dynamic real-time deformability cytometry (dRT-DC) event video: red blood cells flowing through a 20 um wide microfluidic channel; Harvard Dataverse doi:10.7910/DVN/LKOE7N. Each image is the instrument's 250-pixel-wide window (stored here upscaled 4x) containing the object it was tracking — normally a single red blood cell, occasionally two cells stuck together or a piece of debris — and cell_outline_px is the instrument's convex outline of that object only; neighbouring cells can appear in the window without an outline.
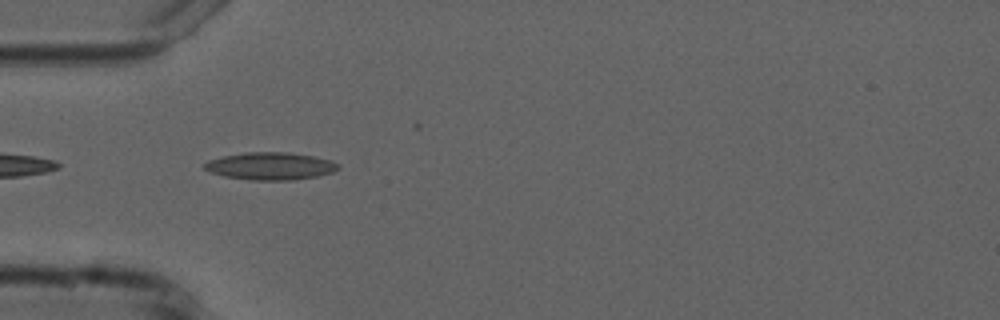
{"species": "common noctule bat (a hibernating species)", "species_latin": "Nyctalus noctula", "temperature_condition": "cold", "stored_images_in_passage": 35, "camera_frame_rate_fps": 3000, "um_per_image_px": 0.085, "animal": {"sex": "male", "forearm_length_mm": 52.5}, "frame": {"image": 1, "passage_image": 2, "time_ms": 0.333, "image_size_px": [1000, 320], "cell_outline_px": [[340, 168], [332, 172], [316, 176], [292, 180], [252, 180], [224, 176], [212, 172], [204, 168], [204, 164], [208, 160], [224, 156], [248, 152], [288, 152], [312, 156], [332, 160], [340, 164]], "centroid_in_image_um": [23.02, 14.11], "position_along_channel_um": 62.0, "area_um2": 21.27}}
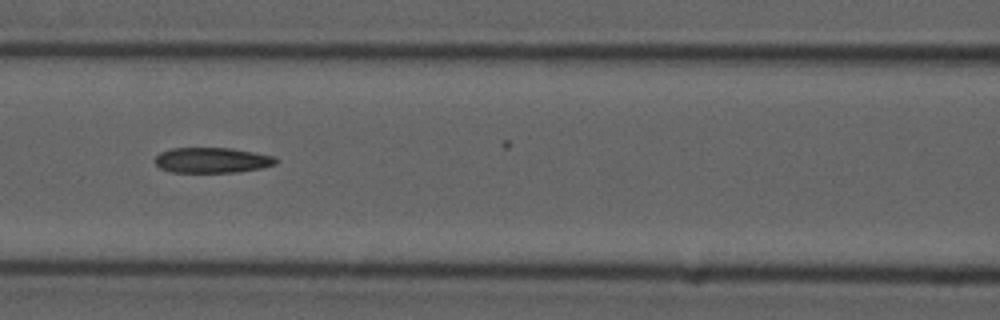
{"frame": {"image": 2, "passage_image": 9, "time_ms": 2.667, "image_size_px": [1000, 320], "cell_outline_px": [[280, 160], [276, 164], [260, 168], [236, 172], [172, 172], [160, 168], [156, 164], [156, 156], [160, 152], [172, 148], [228, 148], [252, 152], [272, 156]], "centroid_in_image_um": [18.02, 13.62], "position_along_channel_um": 148.6, "area_um2": 17.69}}
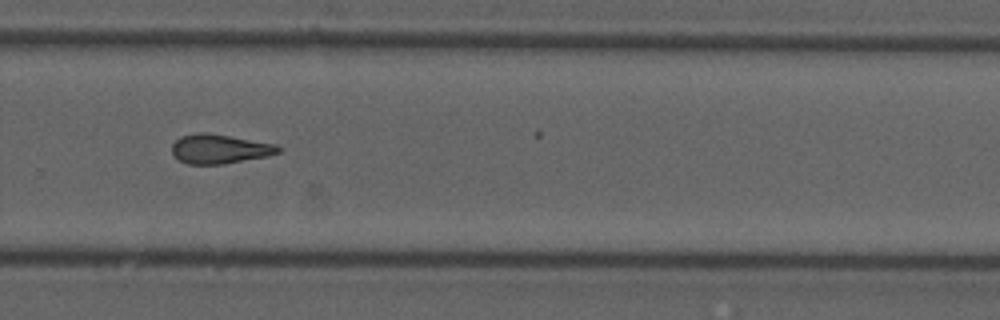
{"frame": {"image": 3, "passage_image": 22, "time_ms": 7.0, "image_size_px": [1000, 320], "cell_outline_px": [[284, 148], [280, 152], [268, 156], [224, 164], [188, 164], [180, 160], [172, 152], [172, 144], [180, 136], [196, 132], [204, 132], [276, 144]], "centroid_in_image_um": [18.69, 12.66], "position_along_channel_um": 311.1, "area_um2": 18.15}, "authors_computed_cell_mechanics": {"area_um2": 18.0914, "velocity_mm_per_s": 3.7653, "shape_relaxation_time_tau1_ms": null, "shape_relaxation_time_tau2_ms": 4.5186, "deformation_change_tau1": null, "deformation_change_tau2": 0.1441}}